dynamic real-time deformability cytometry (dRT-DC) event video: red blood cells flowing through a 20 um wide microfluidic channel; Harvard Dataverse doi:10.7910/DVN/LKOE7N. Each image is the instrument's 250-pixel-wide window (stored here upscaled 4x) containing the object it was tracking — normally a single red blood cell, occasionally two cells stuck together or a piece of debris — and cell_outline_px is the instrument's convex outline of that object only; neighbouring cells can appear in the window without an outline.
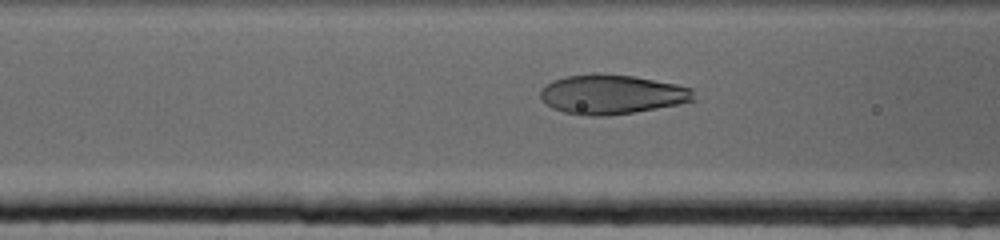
{"species": "human", "species_latin": "Homo sapiens", "temperature_condition": "cold", "stored_images_in_passage": 72, "camera_frame_rate_fps": 3000, "um_per_image_px": 0.085, "donor": {"sex": "female"}, "frame": {"image": 1, "passage_image": 29, "time_ms": 9.333, "image_size_px": [1000, 240], "cell_outline_px": [[696, 100], [680, 104], [608, 116], [588, 116], [564, 112], [552, 108], [540, 96], [540, 88], [552, 80], [564, 76], [596, 72], [632, 76], [676, 84], [692, 88]], "centroid_in_image_um": [51.99, 8.01], "position_along_channel_um": 114.6, "area_um2": 35.43}}
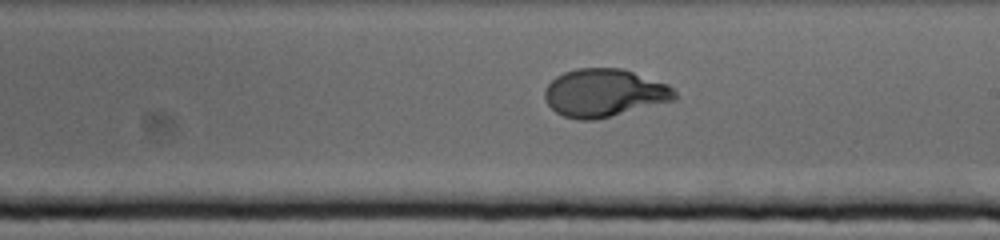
{"frame": {"image": 2, "passage_image": 42, "time_ms": 13.667, "image_size_px": [1000, 240], "cell_outline_px": [[676, 100], [596, 120], [580, 120], [564, 116], [556, 112], [548, 104], [544, 96], [544, 92], [548, 84], [556, 76], [564, 72], [576, 68], [620, 68], [668, 84], [676, 92]], "centroid_in_image_um": [51.36, 7.9], "position_along_channel_um": 237.6, "area_um2": 36.24}}
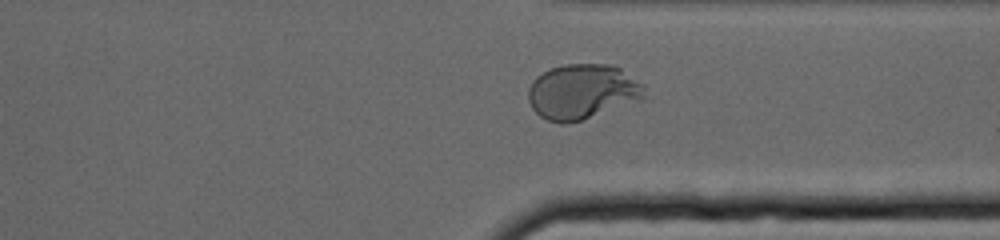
{"frame": {"image": 3, "passage_image": 55, "time_ms": 18.0, "image_size_px": [1000, 240], "cell_outline_px": [[644, 96], [580, 120], [564, 124], [560, 124], [548, 120], [540, 116], [532, 108], [528, 100], [528, 88], [532, 80], [536, 76], [552, 68], [564, 64], [616, 64], [644, 84]], "centroid_in_image_um": [49.44, 7.75], "position_along_channel_um": 362.0, "area_um2": 36.76}}